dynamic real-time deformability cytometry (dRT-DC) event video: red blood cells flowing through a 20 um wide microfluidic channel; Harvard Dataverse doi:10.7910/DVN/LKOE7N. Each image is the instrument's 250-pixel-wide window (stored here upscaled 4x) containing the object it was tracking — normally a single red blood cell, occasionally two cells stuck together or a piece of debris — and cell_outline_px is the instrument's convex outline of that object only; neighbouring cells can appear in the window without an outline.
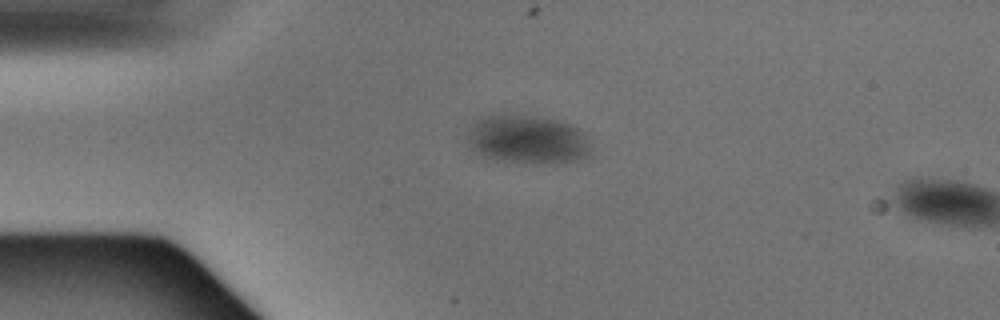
{"species": "Egyptian fruit bat (a non-hibernating species)", "species_latin": "Rousettus aegyptiacus", "temperature_condition": "warm", "stored_images_in_passage": 5, "camera_frame_rate_fps": 3000, "um_per_image_px": 0.085, "animal": {"sex": "male"}, "frame": {"image": 1, "passage_image": 5, "time_ms": 1.333, "image_size_px": [1000, 320], "cell_outline_px": [[592, 156], [576, 160], [548, 164], [536, 164], [492, 160], [468, 148], [468, 136], [476, 120], [480, 116], [528, 116], [552, 120], [568, 124], [584, 132], [588, 136], [592, 148]], "centroid_in_image_um": [44.88, 11.91], "position_along_channel_um": 40.1, "area_um2": 35.08}}